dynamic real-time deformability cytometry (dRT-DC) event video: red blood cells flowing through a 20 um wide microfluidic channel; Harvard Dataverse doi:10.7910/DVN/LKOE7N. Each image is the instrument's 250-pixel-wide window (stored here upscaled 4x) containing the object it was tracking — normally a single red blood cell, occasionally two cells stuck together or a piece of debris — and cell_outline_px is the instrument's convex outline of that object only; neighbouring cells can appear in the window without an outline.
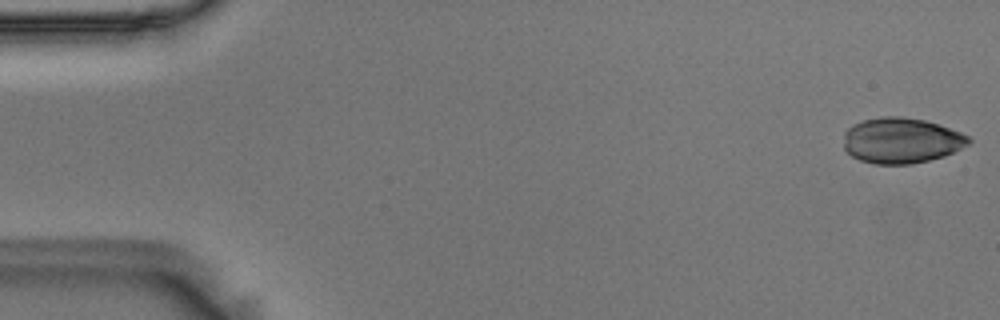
{"species": "Egyptian fruit bat (a non-hibernating species)", "species_latin": "Rousettus aegyptiacus", "temperature_condition": "room temperature", "stored_images_in_passage": 55, "camera_frame_rate_fps": 3000, "um_per_image_px": 0.085, "animal": {"sex": "male"}, "frame": {"image": 1, "passage_image": 1, "time_ms": 0.0, "image_size_px": [1000, 320], "cell_outline_px": [[972, 140], [968, 144], [944, 156], [912, 164], [876, 164], [860, 160], [852, 156], [844, 148], [844, 132], [852, 124], [864, 120], [880, 116], [904, 116], [924, 120], [940, 124], [960, 132], [968, 136]], "centroid_in_image_um": [76.6, 11.93], "position_along_channel_um": 8.4, "area_um2": 33.29}}
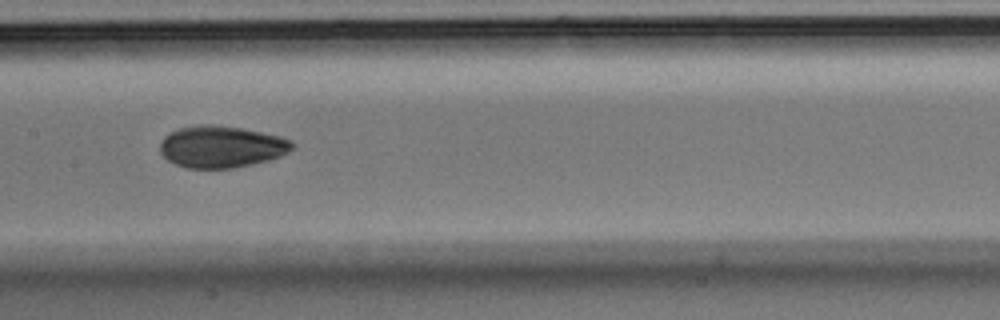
{"frame": {"image": 2, "passage_image": 27, "time_ms": 8.667, "image_size_px": [1000, 320], "cell_outline_px": [[296, 144], [288, 152], [280, 156], [268, 160], [252, 164], [232, 168], [184, 168], [168, 160], [160, 152], [160, 144], [164, 136], [180, 128], [196, 124], [216, 124], [240, 128], [280, 136], [292, 140]], "centroid_in_image_um": [18.82, 12.47], "position_along_channel_um": 188.6, "area_um2": 32.25}}
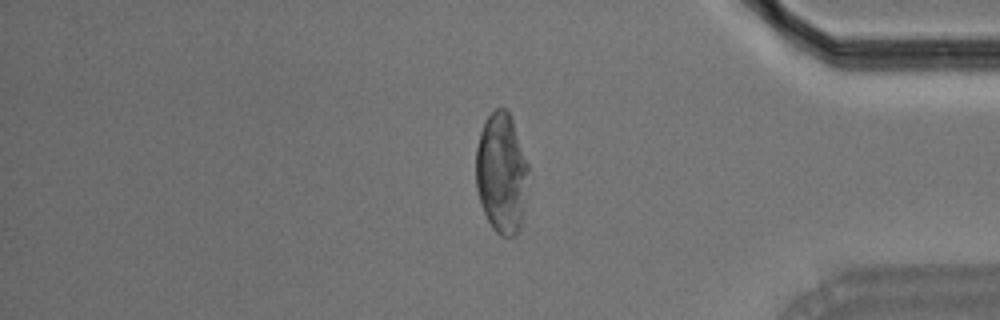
{"frame": {"image": 3, "passage_image": 46, "time_ms": 15.0, "image_size_px": [1000, 320], "cell_outline_px": [[528, 172], [524, 212], [520, 228], [512, 236], [500, 236], [492, 228], [484, 212], [476, 188], [476, 148], [480, 132], [484, 120], [496, 108], [504, 108], [512, 116], [528, 164]], "centroid_in_image_um": [42.63, 14.7], "position_along_channel_um": 392.6, "area_um2": 36.99}}